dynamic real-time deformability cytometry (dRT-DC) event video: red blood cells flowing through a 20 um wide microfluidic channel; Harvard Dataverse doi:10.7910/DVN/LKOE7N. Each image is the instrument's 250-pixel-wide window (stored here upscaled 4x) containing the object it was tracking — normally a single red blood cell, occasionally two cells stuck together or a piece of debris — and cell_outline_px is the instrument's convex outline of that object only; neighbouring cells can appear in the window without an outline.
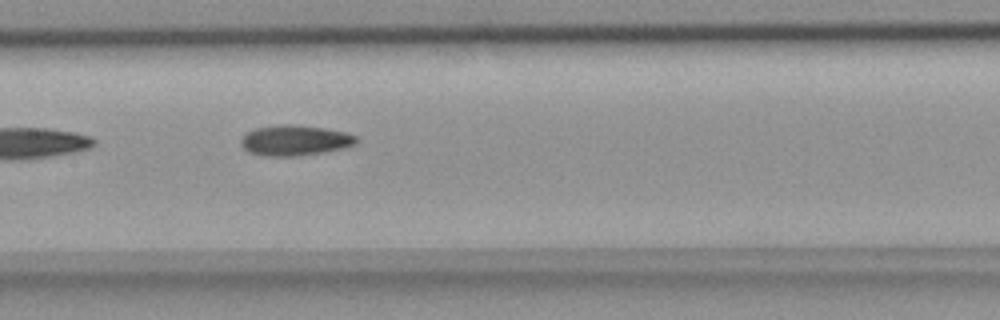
{"species": "common noctule bat (a hibernating species)", "species_latin": "Nyctalus noctula", "temperature_condition": "room temperature", "stored_images_in_passage": 9, "camera_frame_rate_fps": 3000, "um_per_image_px": 0.085, "animal": {"sex": "female", "body_mass_g": 18.4}, "frame": {"image": 1, "passage_image": 7, "time_ms": 2.0, "image_size_px": [1000, 320], "cell_outline_px": [[356, 144], [344, 148], [324, 152], [296, 156], [264, 156], [248, 152], [240, 144], [240, 140], [248, 132], [256, 128], [280, 124], [292, 124], [324, 128], [348, 132], [356, 136]], "centroid_in_image_um": [25.07, 11.93], "position_along_channel_um": 182.3, "area_um2": 20.52}}
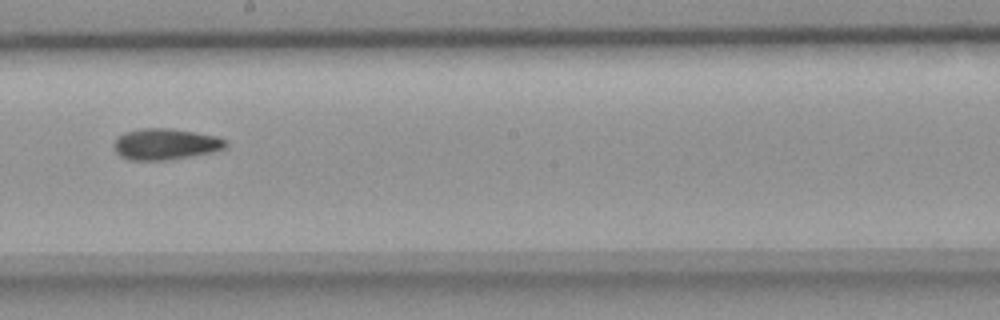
{"frame": {"image": 2, "passage_image": 8, "time_ms": 2.333, "image_size_px": [1000, 320], "cell_outline_px": [[228, 144], [224, 148], [212, 152], [172, 160], [128, 160], [120, 156], [116, 152], [112, 144], [124, 132], [140, 128], [172, 128], [216, 136], [224, 140]], "centroid_in_image_um": [14.03, 12.25], "position_along_channel_um": 234.2, "area_um2": 20.4}}
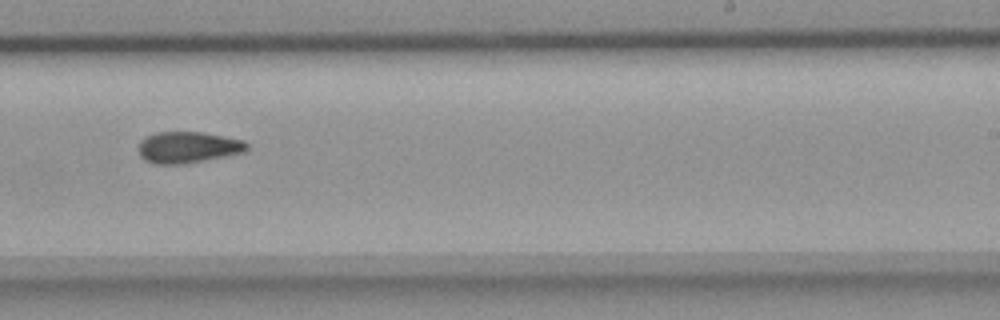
{"frame": {"image": 3, "passage_image": 9, "time_ms": 2.667, "image_size_px": [1000, 320], "cell_outline_px": [[248, 148], [244, 152], [228, 156], [180, 164], [152, 164], [144, 160], [140, 156], [140, 140], [156, 132], [204, 132], [244, 140], [248, 144]], "centroid_in_image_um": [15.99, 12.52], "position_along_channel_um": 273.0, "area_um2": 19.83}}